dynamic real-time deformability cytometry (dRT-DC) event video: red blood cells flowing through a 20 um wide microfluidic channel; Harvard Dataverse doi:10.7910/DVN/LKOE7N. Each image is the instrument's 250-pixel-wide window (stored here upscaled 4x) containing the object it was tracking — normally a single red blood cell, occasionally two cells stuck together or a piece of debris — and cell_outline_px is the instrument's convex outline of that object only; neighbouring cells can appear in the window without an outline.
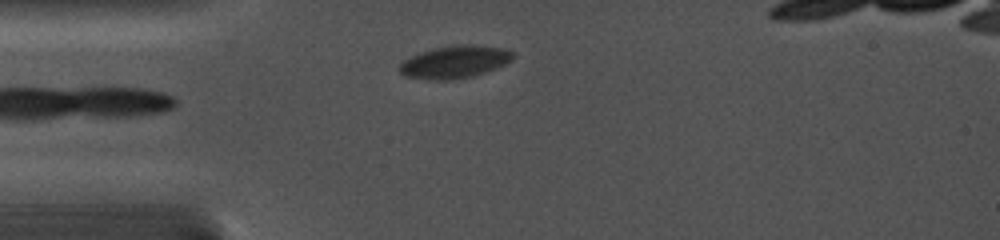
{"species": "common noctule bat (a hibernating species)", "species_latin": "Nyctalus noctula", "temperature_condition": "cold", "stored_images_in_passage": 23, "camera_frame_rate_fps": 5000, "um_per_image_px": 0.085, "animal": {"sex": "female", "body_mass_g": 19.0, "forearm_length_mm": 56.7}, "frame": {"image": 1, "passage_image": 2, "time_ms": 0.6, "image_size_px": [1000, 240], "cell_outline_px": [[516, 56], [512, 60], [496, 68], [472, 76], [448, 80], [428, 80], [404, 76], [400, 72], [400, 64], [404, 60], [420, 52], [432, 48], [456, 44], [476, 44], [504, 48], [516, 52]], "centroid_in_image_um": [38.69, 5.24], "position_along_channel_um": 46.3, "area_um2": 21.73}}
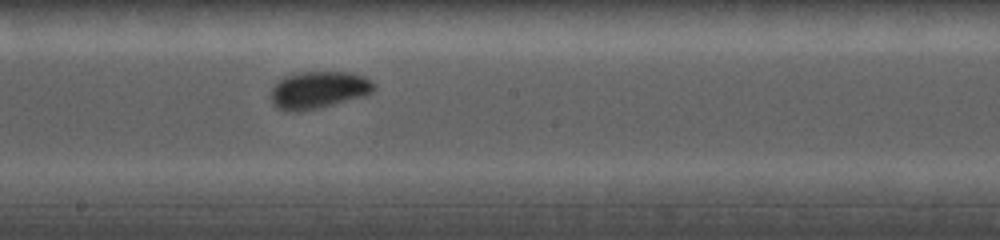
{"frame": {"image": 2, "passage_image": 11, "time_ms": 5.4, "image_size_px": [1000, 240], "cell_outline_px": [[376, 88], [372, 92], [364, 96], [320, 108], [300, 112], [284, 112], [276, 108], [272, 104], [272, 88], [284, 76], [300, 72], [344, 72], [364, 76], [372, 80], [376, 84]], "centroid_in_image_um": [27.08, 7.67], "position_along_channel_um": 221.1, "area_um2": 22.6}}
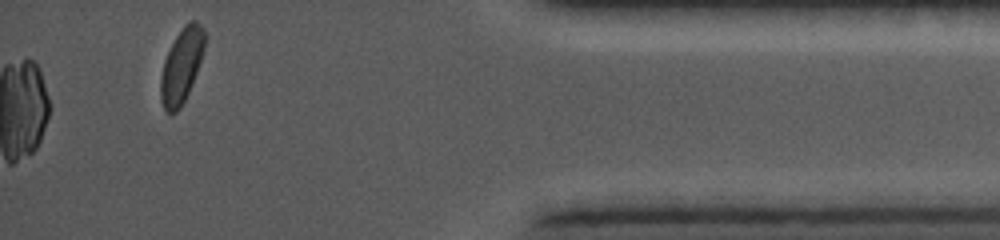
{"frame": {"image": 3, "passage_image": 23, "time_ms": 11.2, "image_size_px": [1000, 240], "cell_outline_px": [[204, 48], [196, 72], [188, 92], [180, 108], [176, 112], [168, 112], [164, 108], [160, 100], [160, 76], [164, 60], [176, 36], [184, 24], [188, 20], [196, 20], [204, 28]], "centroid_in_image_um": [15.41, 5.56], "position_along_channel_um": 419.8, "area_um2": 18.79}}